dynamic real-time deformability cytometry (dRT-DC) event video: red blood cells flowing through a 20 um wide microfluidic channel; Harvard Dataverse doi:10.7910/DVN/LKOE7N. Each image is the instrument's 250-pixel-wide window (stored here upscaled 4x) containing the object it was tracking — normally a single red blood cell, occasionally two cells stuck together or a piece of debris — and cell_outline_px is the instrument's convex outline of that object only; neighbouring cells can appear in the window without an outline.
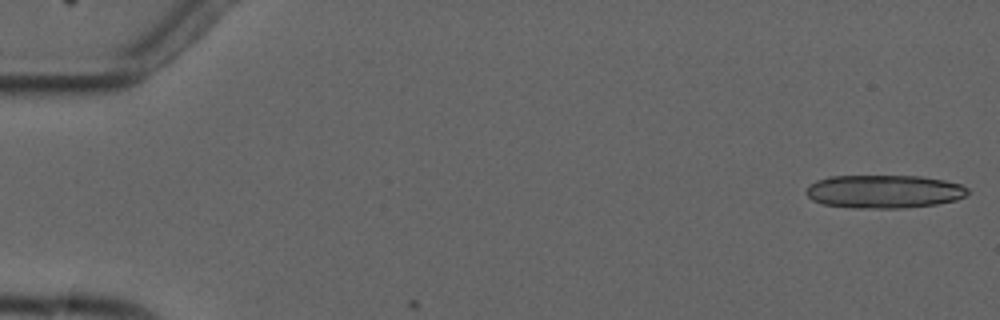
{"species": "common noctule bat (a hibernating species)", "species_latin": "Nyctalus noctula", "temperature_condition": "cold", "stored_images_in_passage": 2, "camera_frame_rate_fps": 3000, "um_per_image_px": 0.085, "animal": {"sex": "male", "forearm_length_mm": 52.5}, "frame": {"image": 1, "passage_image": 1, "time_ms": 0.0, "image_size_px": [1000, 320], "cell_outline_px": [[968, 192], [964, 196], [956, 200], [936, 204], [904, 208], [852, 208], [824, 204], [812, 200], [804, 192], [816, 180], [828, 176], [924, 176], [944, 180], [960, 184], [968, 188]], "centroid_in_image_um": [75.14, 16.28], "position_along_channel_um": 9.9, "area_um2": 31.39}}